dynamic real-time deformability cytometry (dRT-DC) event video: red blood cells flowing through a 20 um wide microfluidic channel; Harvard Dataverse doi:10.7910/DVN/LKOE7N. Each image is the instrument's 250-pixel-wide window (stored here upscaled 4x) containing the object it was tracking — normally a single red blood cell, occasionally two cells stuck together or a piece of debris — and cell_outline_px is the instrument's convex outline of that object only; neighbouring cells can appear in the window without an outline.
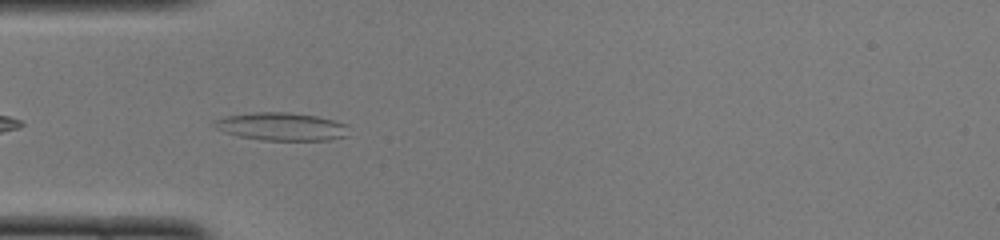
{"species": "common noctule bat (a hibernating species)", "species_latin": "Nyctalus noctula", "temperature_condition": "cold", "stored_images_in_passage": 37, "camera_frame_rate_fps": 3000, "um_per_image_px": 0.085, "animal": {"sex": "female", "body_mass_g": 22.0, "forearm_length_mm": 56.7}, "frame": {"image": 1, "passage_image": 2, "time_ms": 0.333, "image_size_px": [1000, 240], "cell_outline_px": [[348, 136], [328, 140], [264, 140], [240, 136], [224, 132], [216, 128], [212, 120], [228, 116], [256, 112], [288, 112], [316, 116], [348, 124]], "centroid_in_image_um": [23.96, 10.76], "position_along_channel_um": 61.0, "area_um2": 21.79}}
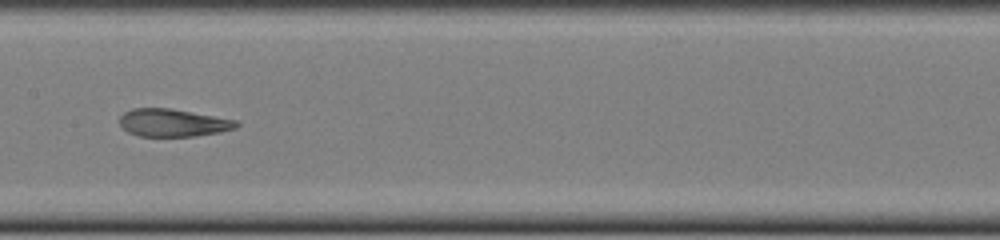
{"frame": {"image": 2, "passage_image": 12, "time_ms": 3.667, "image_size_px": [1000, 240], "cell_outline_px": [[240, 124], [236, 128], [220, 132], [196, 136], [140, 136], [128, 132], [120, 124], [120, 116], [124, 112], [132, 108], [168, 108], [236, 120]], "centroid_in_image_um": [14.7, 10.44], "position_along_channel_um": 192.7, "area_um2": 18.67}}
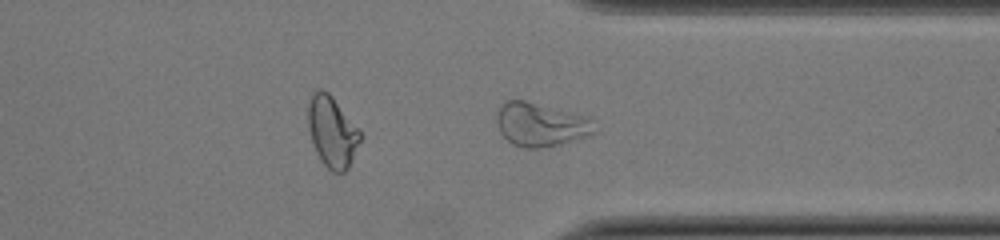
{"frame": {"image": 3, "passage_image": 25, "time_ms": 8.0, "image_size_px": [1000, 240], "cell_outline_px": [[596, 132], [588, 136], [560, 144], [540, 148], [524, 148], [512, 144], [500, 132], [496, 120], [500, 104], [504, 100], [524, 100], [592, 116]], "centroid_in_image_um": [46.0, 10.57], "position_along_channel_um": 365.4, "area_um2": 25.26}, "authors_computed_cell_mechanics": {"area_um2": 20.3456, "velocity_mm_per_s": 3.9926, "shape_relaxation_time_tau1_ms": 10.9094, "shape_relaxation_time_tau2_ms": 1.8247, "deformation_change_tau1": 0.2938, "deformation_change_tau2": 0.1069}}